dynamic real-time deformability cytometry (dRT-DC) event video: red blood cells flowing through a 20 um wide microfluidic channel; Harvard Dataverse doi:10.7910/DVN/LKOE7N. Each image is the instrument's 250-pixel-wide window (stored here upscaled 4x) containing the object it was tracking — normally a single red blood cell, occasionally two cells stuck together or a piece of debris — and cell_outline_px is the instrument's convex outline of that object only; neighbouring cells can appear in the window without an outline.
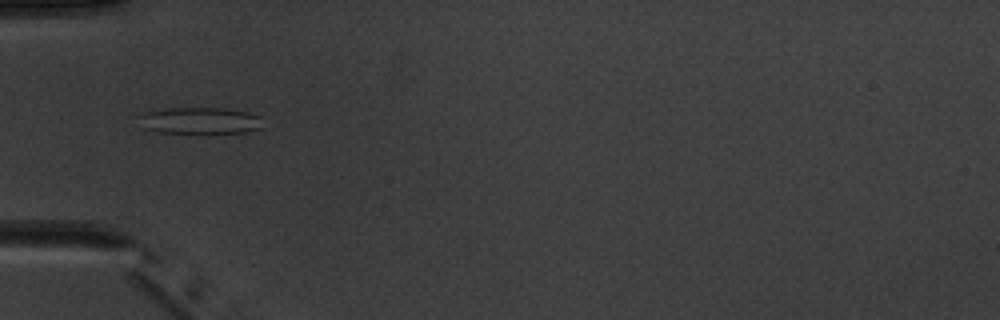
{"species": "common noctule bat (a hibernating species)", "species_latin": "Nyctalus noctula", "temperature_condition": "warm", "stored_images_in_passage": 1, "camera_frame_rate_fps": 3000, "um_per_image_px": 0.085, "animal": {"sex": "male", "body_mass_g": 20.1, "forearm_length_mm": 53.5}, "frame": {"image": 1, "passage_image": 1, "time_ms": 0.0, "image_size_px": [1000, 320], "cell_outline_px": [[260, 128], [244, 132], [160, 132], [144, 128], [136, 116], [140, 112], [168, 108], [224, 108], [248, 112], [260, 116]], "centroid_in_image_um": [16.91, 10.22], "position_along_channel_um": 68.1, "area_um2": 19.02}}